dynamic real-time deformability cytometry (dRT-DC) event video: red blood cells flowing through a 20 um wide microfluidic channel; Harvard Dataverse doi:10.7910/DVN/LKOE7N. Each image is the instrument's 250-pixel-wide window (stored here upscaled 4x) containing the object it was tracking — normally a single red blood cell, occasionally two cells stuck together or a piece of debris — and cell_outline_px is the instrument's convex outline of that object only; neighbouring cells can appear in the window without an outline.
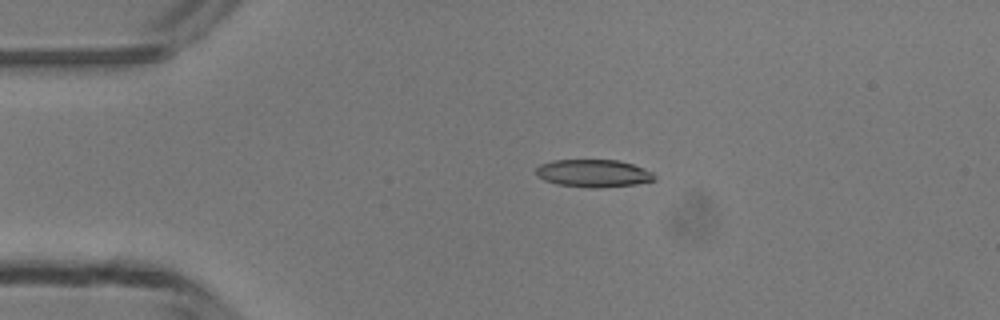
{"species": "common noctule bat (a hibernating species)", "species_latin": "Nyctalus noctula", "temperature_condition": "room temperature", "stored_images_in_passage": 4, "camera_frame_rate_fps": 3000, "um_per_image_px": 0.085, "animal": {"sex": "male", "body_mass_g": 13.3}, "frame": {"image": 1, "passage_image": 3, "time_ms": 2.333, "image_size_px": [1000, 320], "cell_outline_px": [[656, 180], [636, 184], [604, 188], [588, 188], [560, 184], [544, 180], [536, 176], [536, 168], [540, 164], [552, 160], [616, 160], [632, 164], [644, 168], [652, 172], [656, 176]], "centroid_in_image_um": [50.45, 14.73], "position_along_channel_um": 34.5, "area_um2": 19.19}}